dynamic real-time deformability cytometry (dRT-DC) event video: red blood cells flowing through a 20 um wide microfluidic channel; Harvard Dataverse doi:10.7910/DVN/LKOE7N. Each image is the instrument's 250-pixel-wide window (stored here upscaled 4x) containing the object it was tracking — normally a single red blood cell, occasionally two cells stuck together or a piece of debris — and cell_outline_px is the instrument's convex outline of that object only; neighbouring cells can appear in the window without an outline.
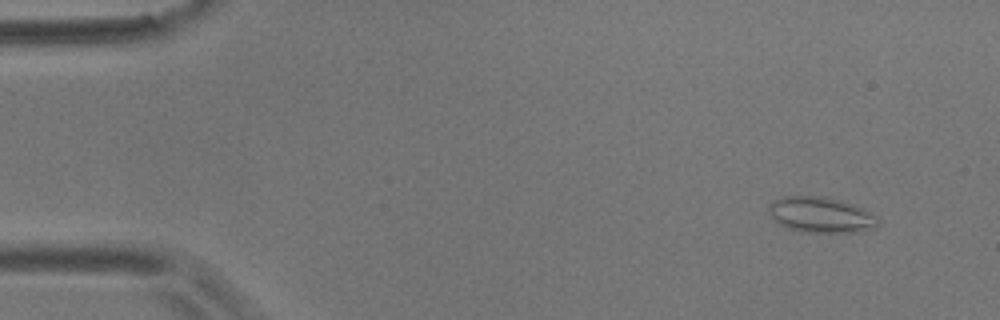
{"species": "common noctule bat (a hibernating species)", "species_latin": "Nyctalus noctula", "temperature_condition": "room temperature", "stored_images_in_passage": 53, "camera_frame_rate_fps": 3000, "um_per_image_px": 0.085, "animal": {"sex": "male", "body_mass_g": 17.9}, "frame": {"image": 1, "passage_image": 1, "time_ms": 0.0, "image_size_px": [1000, 320], "cell_outline_px": [[880, 224], [872, 228], [860, 232], [804, 232], [788, 228], [776, 224], [768, 212], [768, 204], [772, 200], [780, 196], [824, 196], [840, 200], [864, 208], [876, 216], [880, 220]], "centroid_in_image_um": [69.74, 18.25], "position_along_channel_um": 15.3, "area_um2": 23.12}}
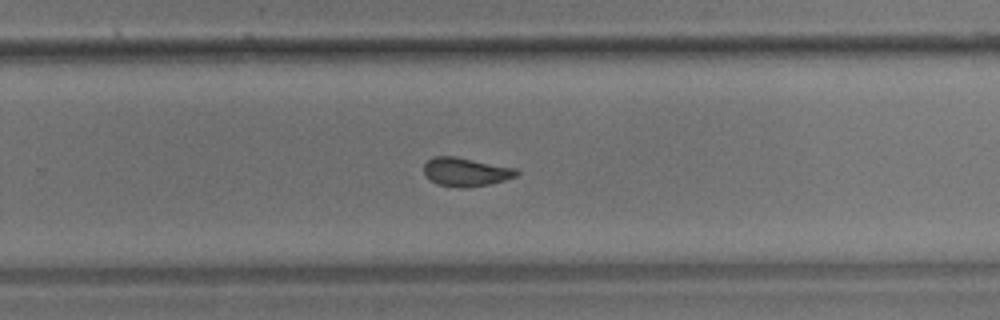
{"frame": {"image": 2, "passage_image": 33, "time_ms": 10.667, "image_size_px": [1000, 320], "cell_outline_px": [[520, 172], [516, 176], [504, 180], [488, 184], [436, 184], [424, 172], [424, 164], [432, 156], [456, 156], [516, 168]], "centroid_in_image_um": [39.61, 14.54], "position_along_channel_um": 290.2, "area_um2": 14.62}}
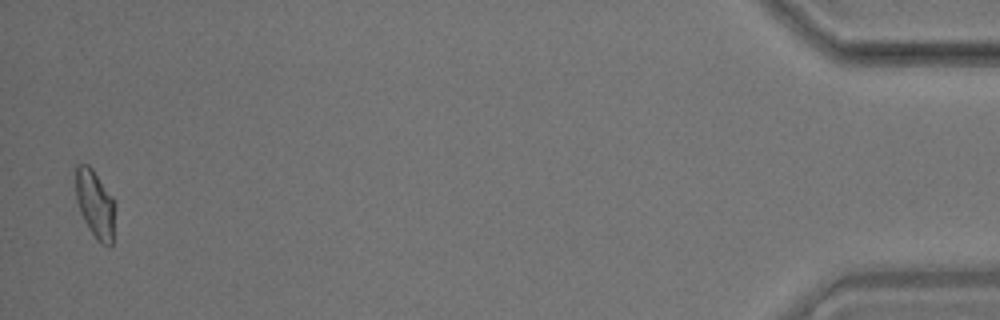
{"frame": {"image": 3, "passage_image": 52, "time_ms": 17.0, "image_size_px": [1000, 320], "cell_outline_px": [[116, 204], [112, 244], [108, 248], [100, 244], [96, 240], [88, 228], [80, 212], [76, 200], [76, 164], [88, 164], [92, 168], [112, 196]], "centroid_in_image_um": [8.11, 17.39], "position_along_channel_um": 427.1, "area_um2": 15.9}, "authors_computed_cell_mechanics": {"area_um2": 16.0106, "velocity_mm_per_s": 3.5496, "shape_relaxation_time_tau1_ms": null, "shape_relaxation_time_tau2_ms": 1.8975, "deformation_change_tau1": null, "deformation_change_tau2": 0.0749}}